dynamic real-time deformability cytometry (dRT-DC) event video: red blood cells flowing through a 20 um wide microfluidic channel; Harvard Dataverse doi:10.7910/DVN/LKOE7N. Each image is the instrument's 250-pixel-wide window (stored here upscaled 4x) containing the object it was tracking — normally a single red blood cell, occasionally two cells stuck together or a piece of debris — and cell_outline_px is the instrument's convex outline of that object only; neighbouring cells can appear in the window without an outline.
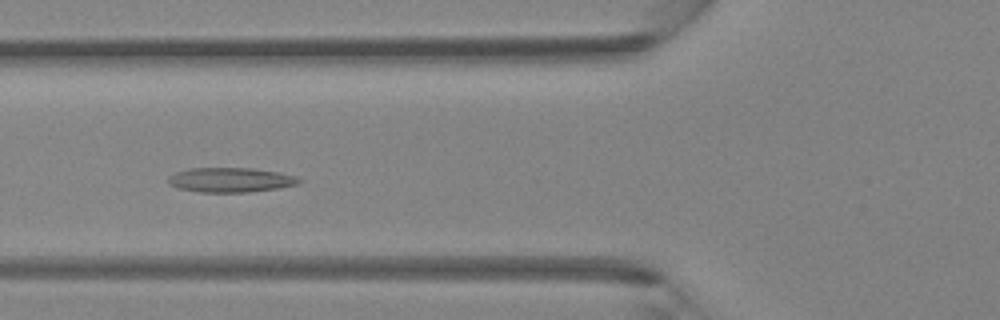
{"species": "Egyptian fruit bat (a non-hibernating species)", "species_latin": "Rousettus aegyptiacus", "temperature_condition": "room temperature", "stored_images_in_passage": 46, "camera_frame_rate_fps": 3000, "um_per_image_px": 0.085, "animal": {"sex": "female"}, "frame": {"image": 1, "passage_image": 18, "time_ms": 5.667, "image_size_px": [1000, 320], "cell_outline_px": [[304, 180], [300, 184], [276, 188], [248, 192], [200, 192], [176, 188], [168, 184], [168, 176], [176, 172], [188, 168], [252, 168], [276, 172], [296, 176]], "centroid_in_image_um": [19.58, 15.29], "position_along_channel_um": 106.2, "area_um2": 18.84}}
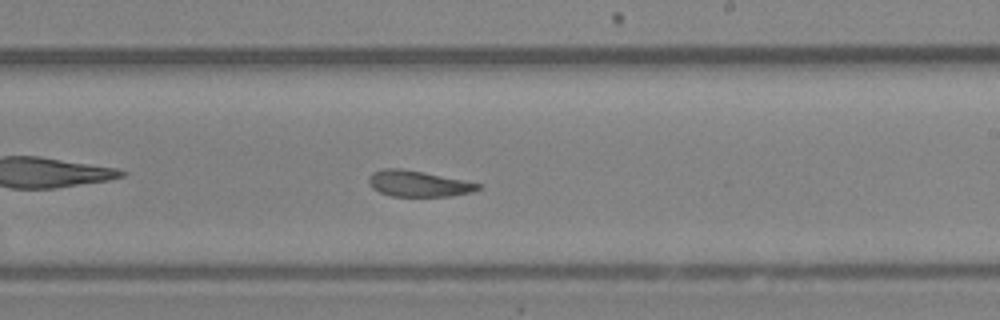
{"frame": {"image": 2, "passage_image": 28, "time_ms": 9.0, "image_size_px": [1000, 320], "cell_outline_px": [[484, 184], [480, 188], [472, 192], [452, 196], [392, 196], [380, 192], [372, 188], [368, 184], [368, 176], [372, 172], [384, 168], [400, 168], [424, 172]], "centroid_in_image_um": [35.55, 15.6], "position_along_channel_um": 253.4, "area_um2": 16.7}}
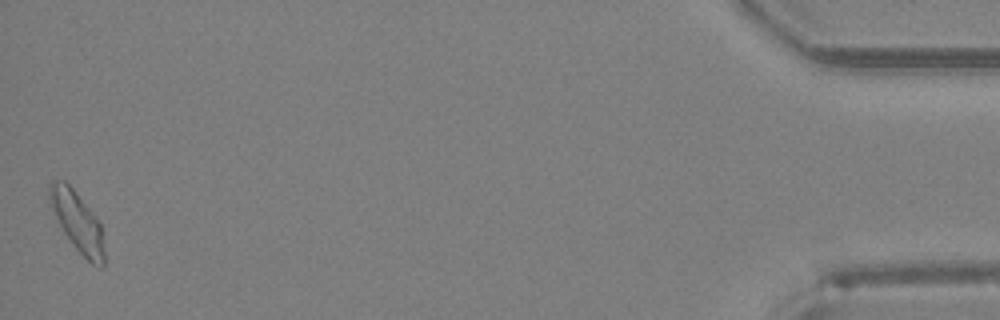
{"frame": {"image": 3, "passage_image": 46, "time_ms": 15.0, "image_size_px": [1000, 320], "cell_outline_px": [[104, 268], [100, 268], [92, 264], [76, 248], [64, 232], [48, 200], [48, 184], [52, 180], [64, 180], [76, 192], [92, 212], [100, 224], [104, 252]], "centroid_in_image_um": [6.56, 18.82], "position_along_channel_um": 428.6, "area_um2": 18.67}}